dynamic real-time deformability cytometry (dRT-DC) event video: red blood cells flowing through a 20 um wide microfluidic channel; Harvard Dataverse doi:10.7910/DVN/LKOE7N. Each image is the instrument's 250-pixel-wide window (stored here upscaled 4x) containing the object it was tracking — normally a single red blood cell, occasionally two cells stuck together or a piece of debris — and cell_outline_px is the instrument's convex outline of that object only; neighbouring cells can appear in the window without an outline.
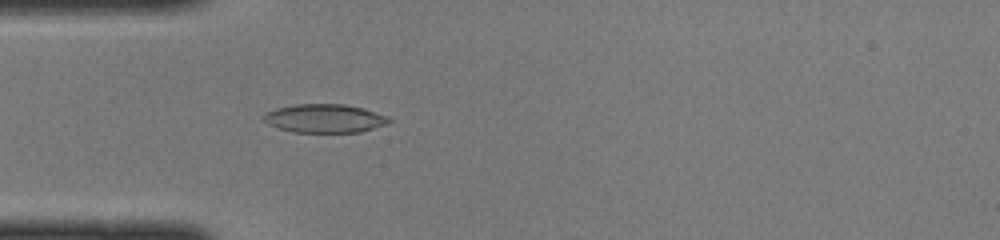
{"species": "common noctule bat (a hibernating species)", "species_latin": "Nyctalus noctula", "temperature_condition": "cold", "stored_images_in_passage": 47, "camera_frame_rate_fps": 3000, "um_per_image_px": 0.085, "animal": {"sex": "female", "body_mass_g": 22.0, "forearm_length_mm": 56.7}, "frame": {"image": 1, "passage_image": 14, "time_ms": 4.333, "image_size_px": [1000, 240], "cell_outline_px": [[392, 120], [388, 124], [360, 132], [292, 132], [268, 124], [260, 116], [264, 112], [276, 108], [296, 104], [344, 104], [364, 108], [388, 116]], "centroid_in_image_um": [27.59, 10.06], "position_along_channel_um": 57.4, "area_um2": 21.04}}
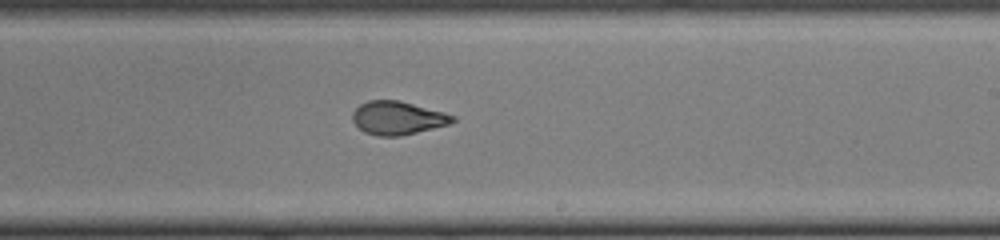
{"frame": {"image": 2, "passage_image": 28, "time_ms": 9.0, "image_size_px": [1000, 240], "cell_outline_px": [[456, 120], [448, 124], [400, 136], [376, 136], [364, 132], [352, 120], [352, 112], [360, 104], [368, 100], [400, 100], [444, 112], [456, 116]], "centroid_in_image_um": [33.78, 10.02], "position_along_channel_um": 255.2, "area_um2": 19.42}}
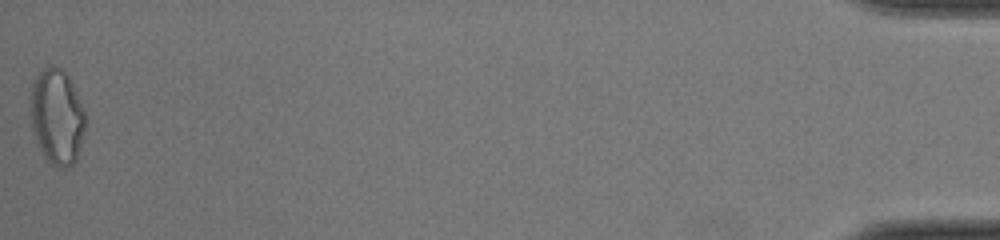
{"frame": {"image": 3, "passage_image": 47, "time_ms": 15.333, "image_size_px": [1000, 240], "cell_outline_px": [[88, 120], [80, 148], [76, 160], [68, 168], [60, 168], [52, 164], [44, 156], [36, 144], [32, 128], [28, 108], [28, 104], [32, 84], [36, 76], [48, 64], [52, 64], [60, 68], [72, 80], [76, 88]], "centroid_in_image_um": [4.84, 9.9], "position_along_channel_um": 430.4, "area_um2": 31.62}}